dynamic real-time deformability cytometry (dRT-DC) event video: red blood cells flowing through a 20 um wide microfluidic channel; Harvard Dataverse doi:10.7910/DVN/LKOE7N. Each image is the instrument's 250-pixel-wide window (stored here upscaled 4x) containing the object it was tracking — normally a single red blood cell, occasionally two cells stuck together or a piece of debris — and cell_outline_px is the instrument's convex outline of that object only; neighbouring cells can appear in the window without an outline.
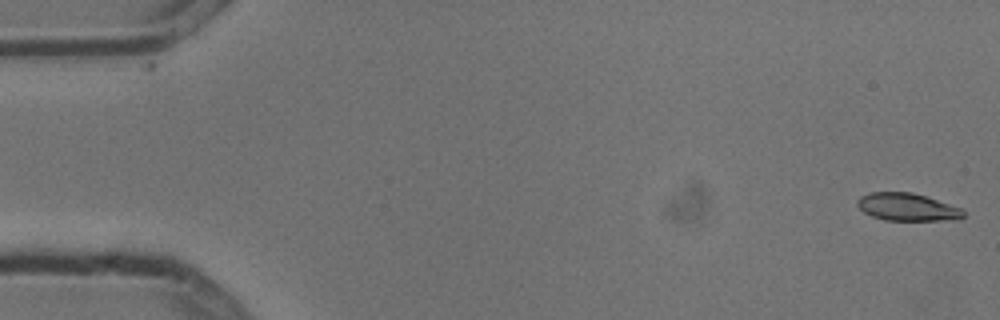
{"species": "common noctule bat (a hibernating species)", "species_latin": "Nyctalus noctula", "temperature_condition": "cold", "stored_images_in_passage": 4, "camera_frame_rate_fps": 3000, "um_per_image_px": 0.085, "animal": {"sex": "male", "body_mass_g": 13.3}, "frame": {"image": 1, "passage_image": 1, "time_ms": 0.0, "image_size_px": [1000, 320], "cell_outline_px": [[964, 216], [960, 220], [884, 220], [872, 216], [864, 212], [856, 204], [856, 200], [860, 196], [868, 192], [912, 192], [964, 208]], "centroid_in_image_um": [77.14, 17.6], "position_along_channel_um": 7.9, "area_um2": 17.28}}